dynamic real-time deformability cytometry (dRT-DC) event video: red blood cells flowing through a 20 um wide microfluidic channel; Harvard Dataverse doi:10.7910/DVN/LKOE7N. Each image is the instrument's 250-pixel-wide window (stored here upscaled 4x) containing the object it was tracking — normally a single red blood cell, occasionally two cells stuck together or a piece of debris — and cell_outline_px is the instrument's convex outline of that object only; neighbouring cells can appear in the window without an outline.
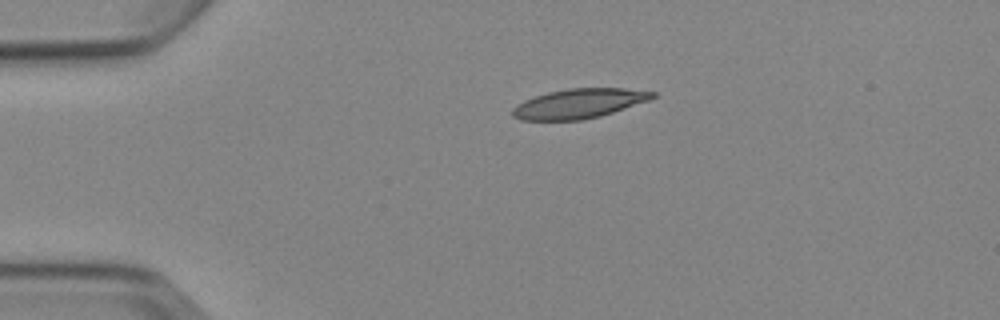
{"species": "Egyptian fruit bat (a non-hibernating species)", "species_latin": "Rousettus aegyptiacus", "temperature_condition": "cold", "stored_images_in_passage": 2, "camera_frame_rate_fps": 3000, "um_per_image_px": 0.085, "animal": {"sex": "female"}, "frame": {"image": 1, "passage_image": 1, "time_ms": 0.0, "image_size_px": [1000, 320], "cell_outline_px": [[656, 96], [648, 100], [600, 116], [580, 120], [520, 120], [512, 116], [512, 108], [516, 104], [524, 100], [548, 92], [568, 88], [624, 88], [656, 92]], "centroid_in_image_um": [49.17, 8.8], "position_along_channel_um": 35.8, "area_um2": 23.99}}